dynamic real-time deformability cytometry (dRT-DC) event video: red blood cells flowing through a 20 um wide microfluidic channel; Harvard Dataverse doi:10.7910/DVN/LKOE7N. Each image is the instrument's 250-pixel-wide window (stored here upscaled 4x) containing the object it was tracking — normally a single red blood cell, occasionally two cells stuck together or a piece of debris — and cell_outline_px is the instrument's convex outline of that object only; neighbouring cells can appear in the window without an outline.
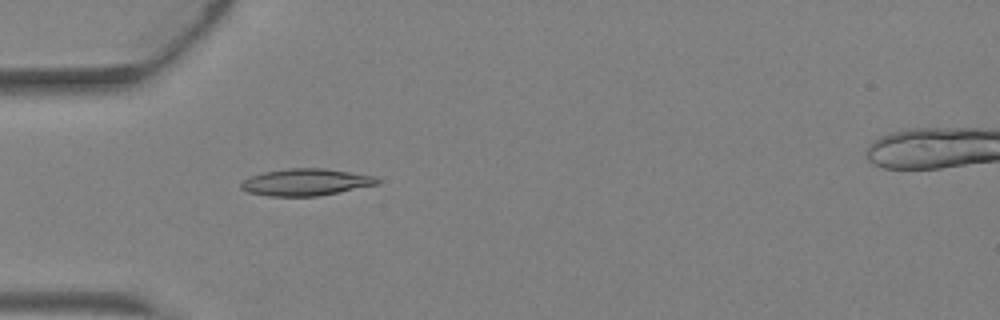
{"species": "Egyptian fruit bat (a non-hibernating species)", "species_latin": "Rousettus aegyptiacus", "temperature_condition": "warm", "stored_images_in_passage": 2, "camera_frame_rate_fps": 3000, "um_per_image_px": 0.085, "animal": {"sex": "female"}, "frame": {"image": 1, "passage_image": 1, "time_ms": 0.0, "image_size_px": [1000, 320], "cell_outline_px": [[380, 184], [320, 196], [268, 196], [248, 192], [240, 188], [240, 184], [244, 180], [252, 176], [264, 172], [288, 168], [324, 168], [376, 176], [380, 180]], "centroid_in_image_um": [26.03, 15.49], "position_along_channel_um": 59.0, "area_um2": 21.44}}